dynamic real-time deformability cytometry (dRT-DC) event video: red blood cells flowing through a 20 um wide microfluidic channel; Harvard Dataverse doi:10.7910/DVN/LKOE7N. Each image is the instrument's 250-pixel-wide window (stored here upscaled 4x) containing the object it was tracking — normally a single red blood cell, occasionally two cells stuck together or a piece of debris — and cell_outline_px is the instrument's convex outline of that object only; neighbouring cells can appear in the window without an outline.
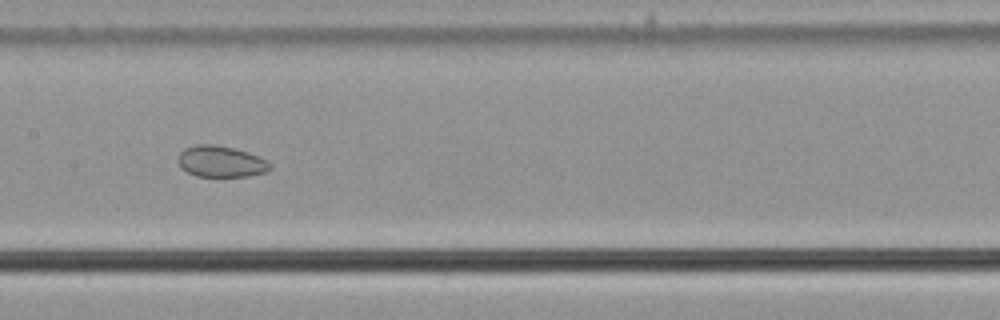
{"species": "common noctule bat (a hibernating species)", "species_latin": "Nyctalus noctula", "temperature_condition": "cold", "stored_images_in_passage": 58, "segment_of_instrument_passage": [2, 2], "camera_frame_rate_fps": 3000, "um_per_image_px": 0.085, "animal": {"sex": "male", "body_mass_g": 21.5, "forearm_length_mm": 52.0}, "frame": {"image": 1, "passage_image": 30, "time_ms": 9.667, "image_size_px": [1000, 320], "cell_outline_px": [[272, 168], [264, 172], [248, 176], [196, 176], [180, 168], [180, 152], [184, 148], [196, 144], [212, 144], [236, 148], [248, 152], [268, 160], [272, 164]], "centroid_in_image_um": [18.81, 13.72], "position_along_channel_um": 188.6, "area_um2": 16.76}}
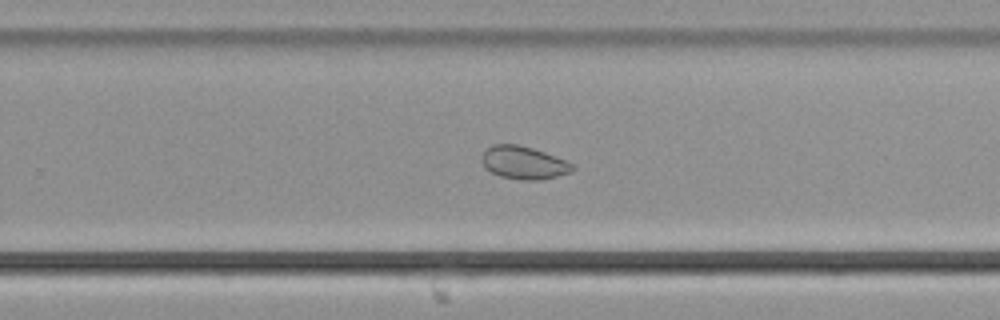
{"frame": {"image": 2, "passage_image": 38, "time_ms": 12.333, "image_size_px": [1000, 320], "cell_outline_px": [[576, 168], [572, 172], [540, 180], [520, 180], [500, 176], [484, 168], [480, 160], [480, 156], [492, 144], [516, 144], [532, 148], [568, 160]], "centroid_in_image_um": [44.51, 13.83], "position_along_channel_um": 285.3, "area_um2": 17.57}}
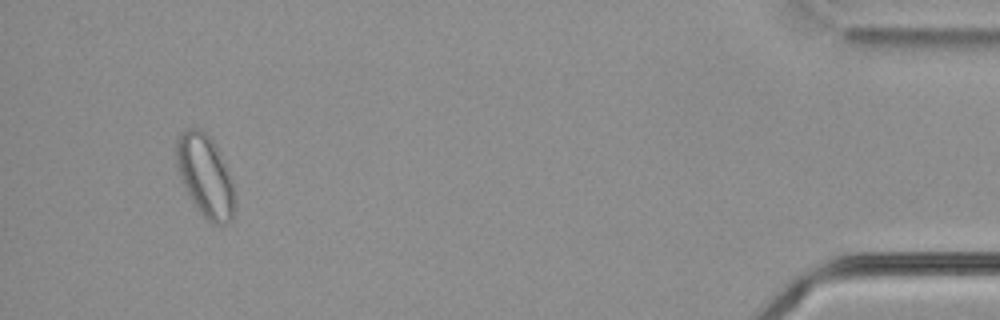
{"frame": {"image": 3, "passage_image": 55, "time_ms": 18.0, "image_size_px": [1000, 320], "cell_outline_px": [[236, 204], [232, 220], [224, 224], [212, 224], [196, 208], [180, 176], [176, 164], [176, 136], [180, 132], [188, 128], [200, 128], [216, 144], [224, 160], [236, 192]], "centroid_in_image_um": [17.47, 14.94], "position_along_channel_um": 417.7, "area_um2": 28.21}}